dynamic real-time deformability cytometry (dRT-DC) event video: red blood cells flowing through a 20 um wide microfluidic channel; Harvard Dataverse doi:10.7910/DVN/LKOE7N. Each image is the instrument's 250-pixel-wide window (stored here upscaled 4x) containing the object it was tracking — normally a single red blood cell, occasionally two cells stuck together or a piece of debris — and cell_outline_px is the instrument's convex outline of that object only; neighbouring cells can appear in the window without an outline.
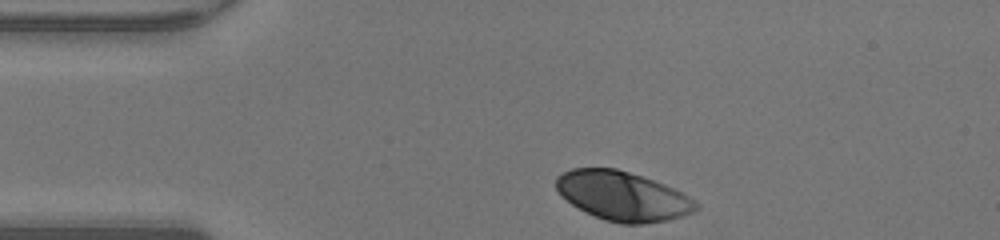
{"species": "human", "species_latin": "Homo sapiens", "temperature_condition": "warm", "stored_images_in_passage": 30, "camera_frame_rate_fps": 3000, "um_per_image_px": 0.085, "donor": {"sex": "male"}, "frame": {"image": 1, "passage_image": 1, "time_ms": 0.0, "image_size_px": [1000, 240], "cell_outline_px": [[700, 208], [692, 212], [668, 220], [644, 224], [620, 224], [604, 220], [572, 204], [560, 196], [556, 188], [556, 176], [572, 168], [616, 168], [664, 184], [696, 200], [700, 204]], "centroid_in_image_um": [52.93, 16.67], "position_along_channel_um": 32.1, "area_um2": 39.94}}
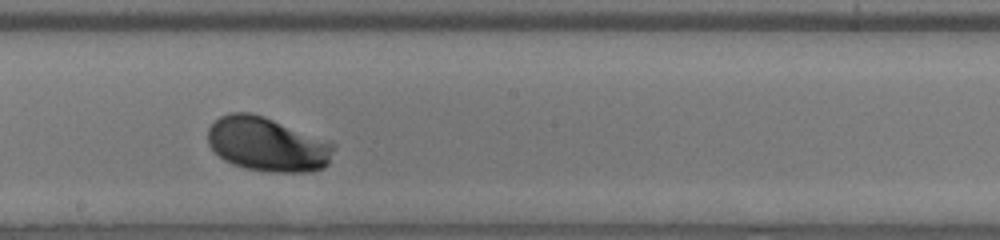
{"frame": {"image": 2, "passage_image": 18, "time_ms": 5.667, "image_size_px": [1000, 240], "cell_outline_px": [[336, 148], [328, 164], [324, 168], [308, 172], [272, 172], [248, 168], [232, 164], [224, 160], [208, 144], [208, 128], [220, 116], [228, 112], [248, 112], [264, 116], [336, 144]], "centroid_in_image_um": [22.73, 12.27], "position_along_channel_um": 225.5, "area_um2": 39.65}}
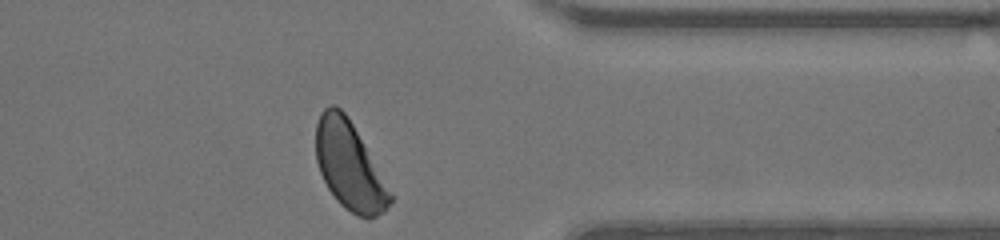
{"frame": {"image": 3, "passage_image": 30, "time_ms": 9.667, "image_size_px": [1000, 240], "cell_outline_px": [[392, 200], [384, 212], [368, 220], [344, 208], [336, 200], [328, 188], [320, 172], [316, 160], [316, 124], [320, 112], [328, 104], [336, 104], [344, 112], [352, 124], [392, 192]], "centroid_in_image_um": [29.68, 14.09], "position_along_channel_um": 381.7, "area_um2": 37.8}, "authors_computed_cell_mechanics": {"area_um2": 39.1595, "velocity_mm_per_s": 4.2214, "shape_relaxation_time_tau1_ms": 1.0385, "shape_relaxation_time_tau2_ms": null, "deformation_change_tau1": 0.1063, "deformation_change_tau2": null}}